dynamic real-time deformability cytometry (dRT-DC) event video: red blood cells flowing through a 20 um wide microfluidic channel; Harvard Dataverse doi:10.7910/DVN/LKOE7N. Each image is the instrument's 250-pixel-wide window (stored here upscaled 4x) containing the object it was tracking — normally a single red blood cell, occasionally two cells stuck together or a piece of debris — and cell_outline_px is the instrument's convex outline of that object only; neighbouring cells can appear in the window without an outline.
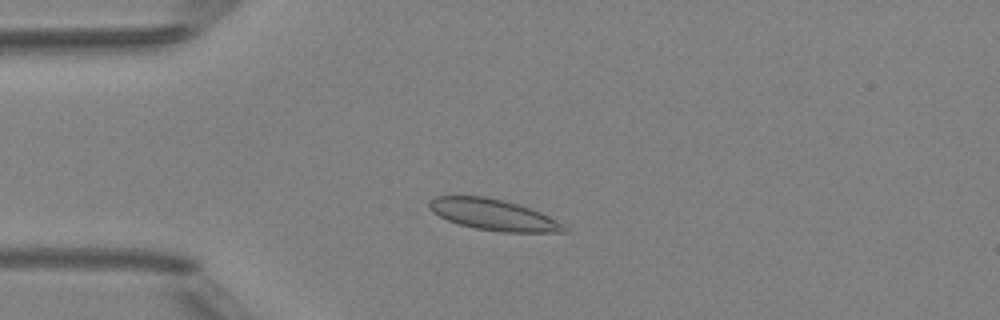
{"species": "Egyptian fruit bat (a non-hibernating species)", "species_latin": "Rousettus aegyptiacus", "temperature_condition": "room temperature", "stored_images_in_passage": 6, "camera_frame_rate_fps": 3000, "um_per_image_px": 0.085, "animal": {"sex": "female"}, "frame": {"image": 1, "passage_image": 3, "time_ms": 2.333, "image_size_px": [1000, 320], "cell_outline_px": [[568, 232], [504, 232], [476, 228], [460, 224], [448, 220], [432, 212], [428, 208], [428, 200], [436, 196], [484, 196], [504, 200], [540, 212], [564, 224], [568, 228]], "centroid_in_image_um": [41.92, 18.25], "position_along_channel_um": 43.1, "area_um2": 24.28}}
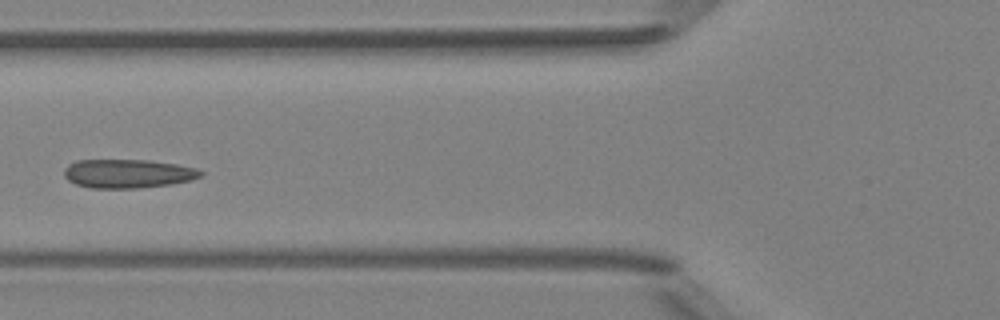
{"frame": {"image": 2, "passage_image": 5, "time_ms": 4.667, "image_size_px": [1000, 320], "cell_outline_px": [[204, 176], [192, 180], [172, 184], [140, 188], [92, 188], [76, 184], [68, 180], [64, 176], [64, 168], [68, 164], [76, 160], [148, 160], [176, 164], [196, 168], [204, 172]], "centroid_in_image_um": [10.89, 14.76], "position_along_channel_um": 114.9, "area_um2": 23.12}}
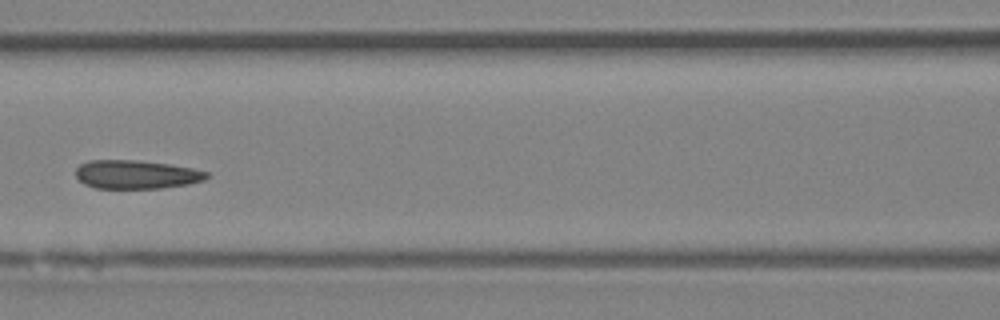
{"frame": {"image": 3, "passage_image": 6, "time_ms": 5.667, "image_size_px": [1000, 320], "cell_outline_px": [[208, 176], [204, 180], [188, 184], [160, 188], [96, 188], [84, 184], [76, 176], [76, 168], [80, 164], [88, 160], [136, 160], [168, 164], [192, 168], [208, 172]], "centroid_in_image_um": [11.56, 14.82], "position_along_channel_um": 155.0, "area_um2": 21.73}}